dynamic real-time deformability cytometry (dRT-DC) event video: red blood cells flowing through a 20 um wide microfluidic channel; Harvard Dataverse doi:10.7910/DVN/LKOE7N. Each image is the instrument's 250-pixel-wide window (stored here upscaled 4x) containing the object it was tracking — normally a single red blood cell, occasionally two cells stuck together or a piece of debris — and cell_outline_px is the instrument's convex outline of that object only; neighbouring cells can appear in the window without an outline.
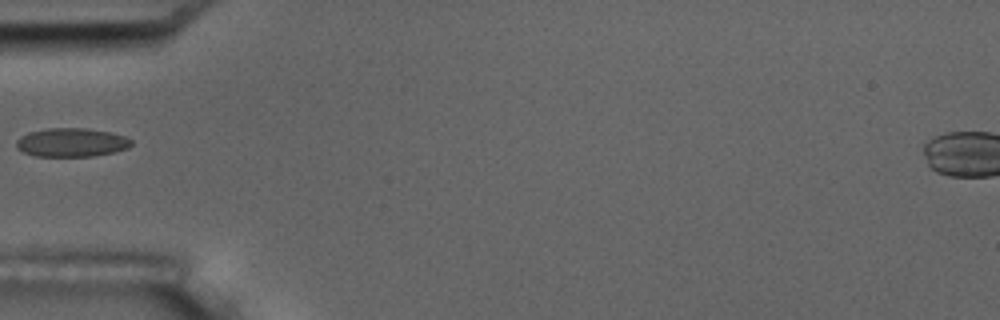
{"species": "common noctule bat (a hibernating species)", "species_latin": "Nyctalus noctula", "temperature_condition": "room temperature", "stored_images_in_passage": 5, "camera_frame_rate_fps": 3000, "um_per_image_px": 0.085, "animal": {"sex": "male", "body_mass_g": 17.5, "forearm_length_mm": 52.3}, "frame": {"image": 1, "passage_image": 5, "time_ms": 5.667, "image_size_px": [1000, 320], "cell_outline_px": [[132, 144], [128, 148], [112, 152], [92, 156], [36, 156], [24, 152], [16, 148], [16, 140], [20, 136], [28, 132], [48, 128], [88, 128], [112, 132], [124, 136], [132, 140]], "centroid_in_image_um": [6.07, 12.09], "position_along_channel_um": 78.9, "area_um2": 19.31}}